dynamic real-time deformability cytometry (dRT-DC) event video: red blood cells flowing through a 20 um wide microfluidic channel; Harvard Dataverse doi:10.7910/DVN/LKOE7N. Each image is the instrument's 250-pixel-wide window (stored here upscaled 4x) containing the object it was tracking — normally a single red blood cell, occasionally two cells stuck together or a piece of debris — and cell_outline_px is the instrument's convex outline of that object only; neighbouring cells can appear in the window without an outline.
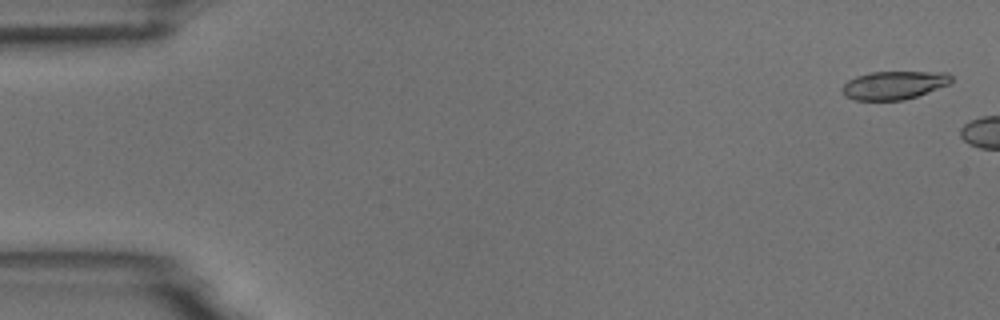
{"species": "common noctule bat (a hibernating species)", "species_latin": "Nyctalus noctula", "temperature_condition": "room temperature", "stored_images_in_passage": 3, "camera_frame_rate_fps": 3000, "um_per_image_px": 0.085, "animal": {"sex": "male", "body_mass_g": 18.8}, "frame": {"image": 1, "passage_image": 1, "time_ms": 0.0, "image_size_px": [1000, 320], "cell_outline_px": [[952, 80], [948, 84], [916, 96], [904, 100], [856, 100], [844, 96], [840, 88], [848, 80], [856, 76], [868, 72], [948, 72], [952, 76]], "centroid_in_image_um": [75.94, 7.23], "position_along_channel_um": 9.1, "area_um2": 17.98}}